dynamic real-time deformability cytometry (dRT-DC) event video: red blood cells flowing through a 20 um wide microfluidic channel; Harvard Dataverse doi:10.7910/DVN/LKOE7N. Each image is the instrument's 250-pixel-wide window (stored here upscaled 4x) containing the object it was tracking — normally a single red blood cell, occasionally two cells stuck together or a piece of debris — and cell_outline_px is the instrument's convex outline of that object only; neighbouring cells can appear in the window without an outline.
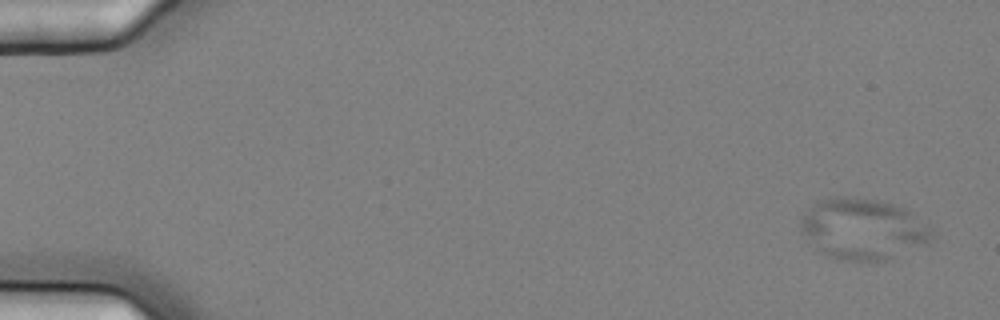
{"species": "common noctule bat (a hibernating species)", "species_latin": "Nyctalus noctula", "temperature_condition": "cold", "stored_images_in_passage": 5, "camera_frame_rate_fps": 3000, "um_per_image_px": 0.085, "animal": {"sex": "female", "body_mass_g": 25.1}, "frame": {"image": 1, "passage_image": 1, "time_ms": 0.0, "image_size_px": [1000, 320], "cell_outline_px": [[932, 236], [928, 244], [876, 264], [836, 260], [820, 252], [816, 248], [800, 228], [800, 220], [816, 200], [836, 196], [840, 196], [884, 200], [904, 208], [912, 212]], "centroid_in_image_um": [73.32, 19.49], "position_along_channel_um": 11.7, "area_um2": 46.93}}
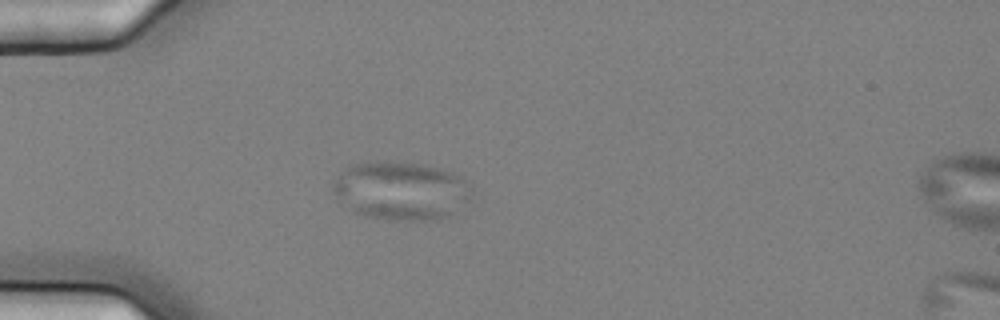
{"frame": {"image": 2, "passage_image": 5, "time_ms": 1.333, "image_size_px": [1000, 320], "cell_outline_px": [[472, 200], [448, 216], [432, 220], [388, 220], [364, 216], [352, 212], [336, 200], [332, 188], [332, 184], [336, 176], [340, 172], [352, 164], [420, 164], [440, 168], [452, 172], [460, 176], [472, 188]], "centroid_in_image_um": [34.08, 16.27], "position_along_channel_um": 50.9, "area_um2": 47.05}}